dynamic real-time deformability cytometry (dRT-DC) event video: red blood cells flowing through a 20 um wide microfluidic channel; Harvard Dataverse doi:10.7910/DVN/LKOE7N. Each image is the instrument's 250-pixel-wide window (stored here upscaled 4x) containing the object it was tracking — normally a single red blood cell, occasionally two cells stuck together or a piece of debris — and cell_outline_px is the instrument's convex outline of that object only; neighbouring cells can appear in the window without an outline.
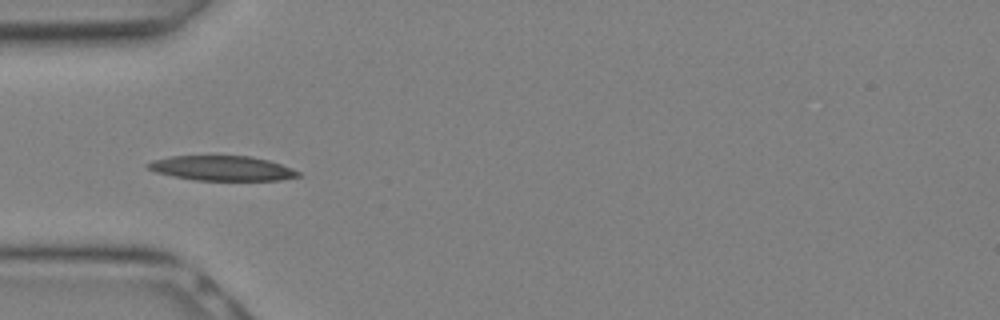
{"species": "Egyptian fruit bat (a non-hibernating species)", "species_latin": "Rousettus aegyptiacus", "temperature_condition": "warm", "stored_images_in_passage": 12, "camera_frame_rate_fps": 3000, "um_per_image_px": 0.085, "animal": {"sex": "female"}, "frame": {"image": 1, "passage_image": 9, "time_ms": 2.667, "image_size_px": [1000, 320], "cell_outline_px": [[300, 176], [280, 180], [192, 180], [172, 176], [156, 172], [148, 168], [144, 164], [152, 160], [172, 156], [248, 156], [268, 160], [292, 168], [300, 172]], "centroid_in_image_um": [18.85, 14.3], "position_along_channel_um": 66.2, "area_um2": 21.68}}
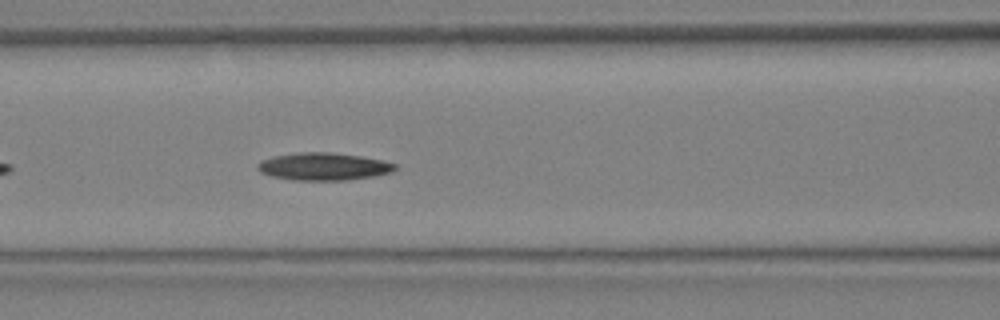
{"frame": {"image": 2, "passage_image": 12, "time_ms": 3.667, "image_size_px": [1000, 320], "cell_outline_px": [[396, 168], [392, 172], [372, 176], [344, 180], [292, 180], [272, 176], [260, 172], [256, 168], [256, 164], [264, 160], [276, 156], [300, 152], [332, 152], [360, 156], [380, 160], [396, 164]], "centroid_in_image_um": [27.48, 14.15], "position_along_channel_um": 139.1, "area_um2": 21.79}}